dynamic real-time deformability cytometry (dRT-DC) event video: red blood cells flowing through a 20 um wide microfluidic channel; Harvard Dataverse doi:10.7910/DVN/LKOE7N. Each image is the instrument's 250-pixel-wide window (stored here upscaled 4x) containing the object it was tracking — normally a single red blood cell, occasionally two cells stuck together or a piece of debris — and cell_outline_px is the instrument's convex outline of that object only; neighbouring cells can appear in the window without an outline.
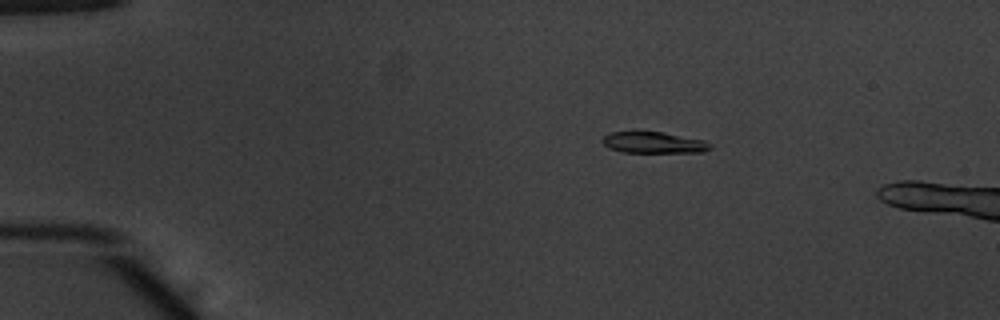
{"species": "common noctule bat (a hibernating species)", "species_latin": "Nyctalus noctula", "temperature_condition": "warm", "stored_images_in_passage": 17, "camera_frame_rate_fps": 3000, "um_per_image_px": 0.085, "animal": {"sex": "male", "body_mass_g": 20.1, "forearm_length_mm": 53.5}, "frame": {"image": 1, "passage_image": 10, "time_ms": 3.0, "image_size_px": [1000, 320], "cell_outline_px": [[712, 148], [704, 152], [624, 152], [612, 148], [604, 144], [600, 140], [604, 136], [612, 132], [660, 132], [704, 140], [712, 144]], "centroid_in_image_um": [55.6, 12.12], "position_along_channel_um": 29.4, "area_um2": 13.12}}